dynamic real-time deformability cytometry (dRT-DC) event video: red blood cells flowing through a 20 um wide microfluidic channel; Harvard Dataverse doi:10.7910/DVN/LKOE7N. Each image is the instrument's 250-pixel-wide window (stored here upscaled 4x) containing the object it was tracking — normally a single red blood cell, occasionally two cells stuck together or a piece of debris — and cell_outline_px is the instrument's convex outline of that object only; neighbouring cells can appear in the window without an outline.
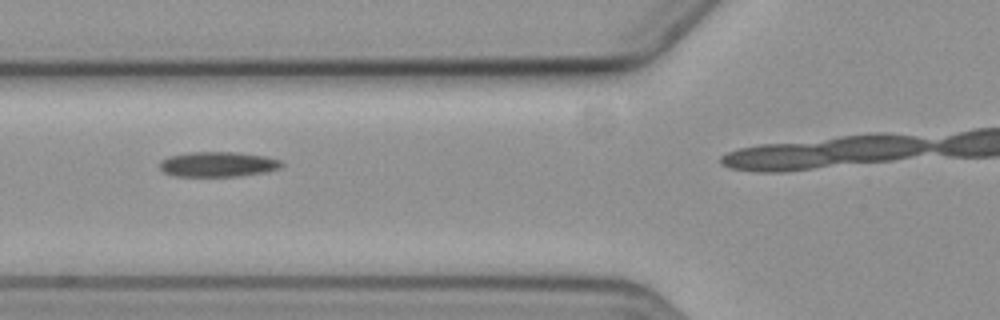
{"species": "common noctule bat (a hibernating species)", "species_latin": "Nyctalus noctula", "temperature_condition": "cold", "stored_images_in_passage": 3, "camera_frame_rate_fps": 3000, "um_per_image_px": 0.085, "animal": {"sex": "female", "body_mass_g": 19.3, "forearm_length_mm": 54.1}, "frame": {"image": 1, "passage_image": 2, "time_ms": 1.0, "image_size_px": [1000, 320], "cell_outline_px": [[284, 164], [280, 168], [268, 172], [240, 176], [176, 176], [164, 172], [160, 168], [160, 160], [168, 156], [188, 152], [240, 152], [264, 156], [280, 160]], "centroid_in_image_um": [18.54, 13.96], "position_along_channel_um": 107.3, "area_um2": 17.98}}